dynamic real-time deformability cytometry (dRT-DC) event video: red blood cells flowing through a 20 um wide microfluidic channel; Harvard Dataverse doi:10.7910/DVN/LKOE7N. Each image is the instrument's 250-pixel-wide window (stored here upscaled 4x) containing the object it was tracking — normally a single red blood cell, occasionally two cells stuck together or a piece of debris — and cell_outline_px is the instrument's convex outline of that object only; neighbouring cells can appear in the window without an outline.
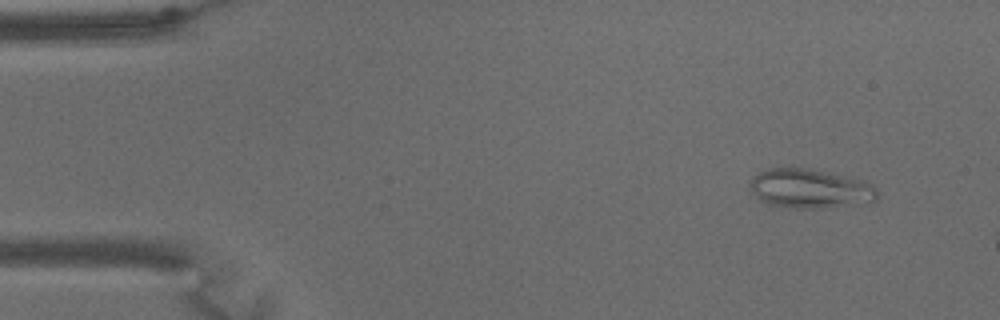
{"species": "common noctule bat (a hibernating species)", "species_latin": "Nyctalus noctula", "temperature_condition": "warm", "stored_images_in_passage": 63, "camera_frame_rate_fps": 3000, "um_per_image_px": 0.085, "animal": {"sex": "male", "body_mass_g": 15.6}, "frame": {"image": 1, "passage_image": 6, "time_ms": 1.667, "image_size_px": [1000, 320], "cell_outline_px": [[880, 196], [876, 200], [820, 208], [792, 208], [768, 204], [760, 200], [752, 192], [748, 184], [752, 176], [768, 168], [792, 164], [860, 180], [872, 184], [876, 188]], "centroid_in_image_um": [68.76, 15.99], "position_along_channel_um": 16.2, "area_um2": 29.42}}
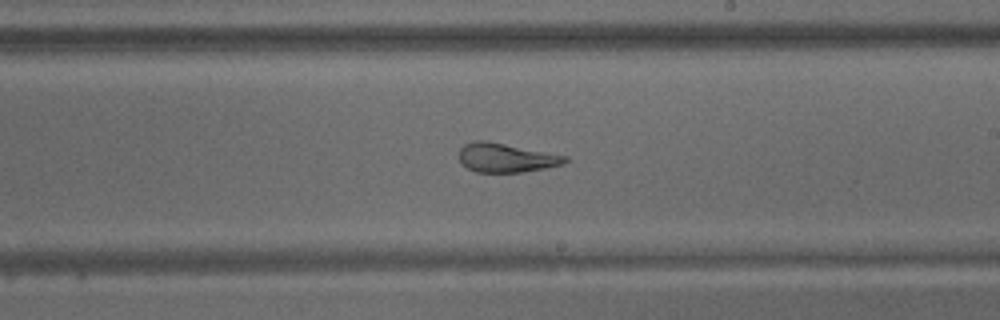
{"frame": {"image": 2, "passage_image": 38, "time_ms": 12.333, "image_size_px": [1000, 320], "cell_outline_px": [[568, 160], [564, 164], [524, 172], [476, 172], [468, 168], [460, 160], [460, 148], [464, 144], [476, 140], [484, 140], [568, 156]], "centroid_in_image_um": [43.03, 13.41], "position_along_channel_um": 246.0, "area_um2": 17.74}}
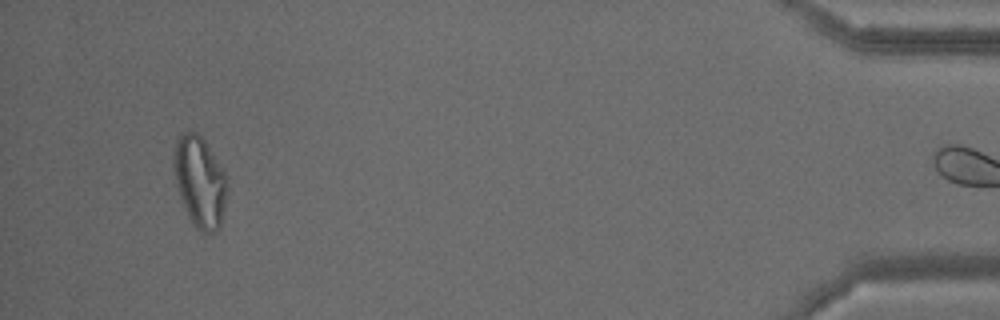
{"frame": {"image": 3, "passage_image": 62, "time_ms": 20.333, "image_size_px": [1000, 320], "cell_outline_px": [[228, 192], [220, 228], [216, 232], [204, 236], [196, 228], [188, 216], [180, 196], [176, 184], [172, 168], [172, 160], [176, 140], [180, 132], [192, 128], [204, 140], [228, 176]], "centroid_in_image_um": [16.99, 15.45], "position_along_channel_um": 418.2, "area_um2": 29.25}}